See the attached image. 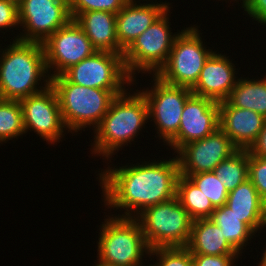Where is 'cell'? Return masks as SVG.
Here are the masks:
<instances>
[{
	"label": "cell",
	"instance_id": "cell-7",
	"mask_svg": "<svg viewBox=\"0 0 266 266\" xmlns=\"http://www.w3.org/2000/svg\"><path fill=\"white\" fill-rule=\"evenodd\" d=\"M202 36L196 24L181 29L165 65L155 76L166 84L192 89L205 62L215 52L207 49Z\"/></svg>",
	"mask_w": 266,
	"mask_h": 266
},
{
	"label": "cell",
	"instance_id": "cell-37",
	"mask_svg": "<svg viewBox=\"0 0 266 266\" xmlns=\"http://www.w3.org/2000/svg\"><path fill=\"white\" fill-rule=\"evenodd\" d=\"M95 264H93L92 266H115V265H111V264H107V263H104L100 260L97 259L96 262H94Z\"/></svg>",
	"mask_w": 266,
	"mask_h": 266
},
{
	"label": "cell",
	"instance_id": "cell-31",
	"mask_svg": "<svg viewBox=\"0 0 266 266\" xmlns=\"http://www.w3.org/2000/svg\"><path fill=\"white\" fill-rule=\"evenodd\" d=\"M19 26L18 4L10 0H0V32L5 34L4 30H17Z\"/></svg>",
	"mask_w": 266,
	"mask_h": 266
},
{
	"label": "cell",
	"instance_id": "cell-38",
	"mask_svg": "<svg viewBox=\"0 0 266 266\" xmlns=\"http://www.w3.org/2000/svg\"><path fill=\"white\" fill-rule=\"evenodd\" d=\"M231 1H234V2H236V4L238 3L239 4V2L238 1H240V5H241V7L243 8L250 0H231Z\"/></svg>",
	"mask_w": 266,
	"mask_h": 266
},
{
	"label": "cell",
	"instance_id": "cell-29",
	"mask_svg": "<svg viewBox=\"0 0 266 266\" xmlns=\"http://www.w3.org/2000/svg\"><path fill=\"white\" fill-rule=\"evenodd\" d=\"M126 3L127 0H69V10L72 19L88 11L100 10L117 14Z\"/></svg>",
	"mask_w": 266,
	"mask_h": 266
},
{
	"label": "cell",
	"instance_id": "cell-11",
	"mask_svg": "<svg viewBox=\"0 0 266 266\" xmlns=\"http://www.w3.org/2000/svg\"><path fill=\"white\" fill-rule=\"evenodd\" d=\"M18 12L20 33L10 40L42 44L72 19L69 0H22Z\"/></svg>",
	"mask_w": 266,
	"mask_h": 266
},
{
	"label": "cell",
	"instance_id": "cell-5",
	"mask_svg": "<svg viewBox=\"0 0 266 266\" xmlns=\"http://www.w3.org/2000/svg\"><path fill=\"white\" fill-rule=\"evenodd\" d=\"M100 223L97 241L98 260L115 266H137L149 256L138 220L134 217L115 216L110 213Z\"/></svg>",
	"mask_w": 266,
	"mask_h": 266
},
{
	"label": "cell",
	"instance_id": "cell-33",
	"mask_svg": "<svg viewBox=\"0 0 266 266\" xmlns=\"http://www.w3.org/2000/svg\"><path fill=\"white\" fill-rule=\"evenodd\" d=\"M249 17L266 27V0H250L243 8Z\"/></svg>",
	"mask_w": 266,
	"mask_h": 266
},
{
	"label": "cell",
	"instance_id": "cell-40",
	"mask_svg": "<svg viewBox=\"0 0 266 266\" xmlns=\"http://www.w3.org/2000/svg\"><path fill=\"white\" fill-rule=\"evenodd\" d=\"M12 2H15L16 4H19L22 0H10Z\"/></svg>",
	"mask_w": 266,
	"mask_h": 266
},
{
	"label": "cell",
	"instance_id": "cell-28",
	"mask_svg": "<svg viewBox=\"0 0 266 266\" xmlns=\"http://www.w3.org/2000/svg\"><path fill=\"white\" fill-rule=\"evenodd\" d=\"M148 258L149 261L156 258V261H152L155 266H194L192 254L186 247L153 248L150 249Z\"/></svg>",
	"mask_w": 266,
	"mask_h": 266
},
{
	"label": "cell",
	"instance_id": "cell-10",
	"mask_svg": "<svg viewBox=\"0 0 266 266\" xmlns=\"http://www.w3.org/2000/svg\"><path fill=\"white\" fill-rule=\"evenodd\" d=\"M62 75L71 83L90 88L126 90V87L133 86V80L125 70L123 56L108 51H96Z\"/></svg>",
	"mask_w": 266,
	"mask_h": 266
},
{
	"label": "cell",
	"instance_id": "cell-1",
	"mask_svg": "<svg viewBox=\"0 0 266 266\" xmlns=\"http://www.w3.org/2000/svg\"><path fill=\"white\" fill-rule=\"evenodd\" d=\"M143 161L136 164L105 167L98 170L97 181L102 189L104 207L122 211V217H136L144 209L176 197L177 179L180 175L177 156L167 160ZM124 210V211H123ZM124 212V213H123ZM118 214V215H116Z\"/></svg>",
	"mask_w": 266,
	"mask_h": 266
},
{
	"label": "cell",
	"instance_id": "cell-15",
	"mask_svg": "<svg viewBox=\"0 0 266 266\" xmlns=\"http://www.w3.org/2000/svg\"><path fill=\"white\" fill-rule=\"evenodd\" d=\"M219 128V103L191 95L184 104L178 133L166 144L174 154L185 144L201 140Z\"/></svg>",
	"mask_w": 266,
	"mask_h": 266
},
{
	"label": "cell",
	"instance_id": "cell-35",
	"mask_svg": "<svg viewBox=\"0 0 266 266\" xmlns=\"http://www.w3.org/2000/svg\"><path fill=\"white\" fill-rule=\"evenodd\" d=\"M141 1H142V4H154V5L162 6L166 10H172L171 8H173L172 7L173 5L171 3H169V1L168 2L167 1L160 2L161 0H159V1L158 0H148V1L147 0H138V1H136V0H127V2L134 3V4H137V2H138V4H141ZM143 1H146V2H143Z\"/></svg>",
	"mask_w": 266,
	"mask_h": 266
},
{
	"label": "cell",
	"instance_id": "cell-21",
	"mask_svg": "<svg viewBox=\"0 0 266 266\" xmlns=\"http://www.w3.org/2000/svg\"><path fill=\"white\" fill-rule=\"evenodd\" d=\"M186 248L191 254L240 255L226 240L222 229L210 218L192 221Z\"/></svg>",
	"mask_w": 266,
	"mask_h": 266
},
{
	"label": "cell",
	"instance_id": "cell-34",
	"mask_svg": "<svg viewBox=\"0 0 266 266\" xmlns=\"http://www.w3.org/2000/svg\"><path fill=\"white\" fill-rule=\"evenodd\" d=\"M248 151L255 157L266 156V120L257 140L250 146Z\"/></svg>",
	"mask_w": 266,
	"mask_h": 266
},
{
	"label": "cell",
	"instance_id": "cell-9",
	"mask_svg": "<svg viewBox=\"0 0 266 266\" xmlns=\"http://www.w3.org/2000/svg\"><path fill=\"white\" fill-rule=\"evenodd\" d=\"M151 83L139 91L146 99L156 138L166 145L178 133L184 104L193 93L190 88L166 84L155 75Z\"/></svg>",
	"mask_w": 266,
	"mask_h": 266
},
{
	"label": "cell",
	"instance_id": "cell-27",
	"mask_svg": "<svg viewBox=\"0 0 266 266\" xmlns=\"http://www.w3.org/2000/svg\"><path fill=\"white\" fill-rule=\"evenodd\" d=\"M180 175L188 177L209 198L215 208L226 204L229 192L214 172Z\"/></svg>",
	"mask_w": 266,
	"mask_h": 266
},
{
	"label": "cell",
	"instance_id": "cell-20",
	"mask_svg": "<svg viewBox=\"0 0 266 266\" xmlns=\"http://www.w3.org/2000/svg\"><path fill=\"white\" fill-rule=\"evenodd\" d=\"M86 33L97 51H108L123 56L116 30V14L107 11H88L74 19Z\"/></svg>",
	"mask_w": 266,
	"mask_h": 266
},
{
	"label": "cell",
	"instance_id": "cell-14",
	"mask_svg": "<svg viewBox=\"0 0 266 266\" xmlns=\"http://www.w3.org/2000/svg\"><path fill=\"white\" fill-rule=\"evenodd\" d=\"M239 148L217 128L209 136L182 146L176 156L180 174L213 172L223 160L231 157Z\"/></svg>",
	"mask_w": 266,
	"mask_h": 266
},
{
	"label": "cell",
	"instance_id": "cell-2",
	"mask_svg": "<svg viewBox=\"0 0 266 266\" xmlns=\"http://www.w3.org/2000/svg\"><path fill=\"white\" fill-rule=\"evenodd\" d=\"M133 89L128 87L113 99L108 112L93 131L92 141H94L90 150L94 158L100 156L103 157L102 160L105 159L104 162L110 160L108 161L110 163L120 148L123 150L124 146L137 142L135 138L149 122L146 99L139 88L136 91Z\"/></svg>",
	"mask_w": 266,
	"mask_h": 266
},
{
	"label": "cell",
	"instance_id": "cell-6",
	"mask_svg": "<svg viewBox=\"0 0 266 266\" xmlns=\"http://www.w3.org/2000/svg\"><path fill=\"white\" fill-rule=\"evenodd\" d=\"M169 13L170 10H166L123 52L124 67L133 80L132 85L137 86V73L153 76L165 65L174 41L181 32H171Z\"/></svg>",
	"mask_w": 266,
	"mask_h": 266
},
{
	"label": "cell",
	"instance_id": "cell-12",
	"mask_svg": "<svg viewBox=\"0 0 266 266\" xmlns=\"http://www.w3.org/2000/svg\"><path fill=\"white\" fill-rule=\"evenodd\" d=\"M22 106L23 127L25 133L33 131L47 144L60 143L66 128L58 97L50 85L46 89L19 100ZM64 133V134H63Z\"/></svg>",
	"mask_w": 266,
	"mask_h": 266
},
{
	"label": "cell",
	"instance_id": "cell-17",
	"mask_svg": "<svg viewBox=\"0 0 266 266\" xmlns=\"http://www.w3.org/2000/svg\"><path fill=\"white\" fill-rule=\"evenodd\" d=\"M266 118L256 111L219 103V128L239 149H249L257 140Z\"/></svg>",
	"mask_w": 266,
	"mask_h": 266
},
{
	"label": "cell",
	"instance_id": "cell-8",
	"mask_svg": "<svg viewBox=\"0 0 266 266\" xmlns=\"http://www.w3.org/2000/svg\"><path fill=\"white\" fill-rule=\"evenodd\" d=\"M150 249L157 247H186L192 219L175 197L144 209L135 217Z\"/></svg>",
	"mask_w": 266,
	"mask_h": 266
},
{
	"label": "cell",
	"instance_id": "cell-19",
	"mask_svg": "<svg viewBox=\"0 0 266 266\" xmlns=\"http://www.w3.org/2000/svg\"><path fill=\"white\" fill-rule=\"evenodd\" d=\"M226 205L255 234L258 232L256 236L266 232L263 231L266 229V201L249 179L229 192Z\"/></svg>",
	"mask_w": 266,
	"mask_h": 266
},
{
	"label": "cell",
	"instance_id": "cell-16",
	"mask_svg": "<svg viewBox=\"0 0 266 266\" xmlns=\"http://www.w3.org/2000/svg\"><path fill=\"white\" fill-rule=\"evenodd\" d=\"M229 56L217 50L205 62L197 83L191 89L193 95L215 102L226 101L239 77L238 68ZM237 76V77H236Z\"/></svg>",
	"mask_w": 266,
	"mask_h": 266
},
{
	"label": "cell",
	"instance_id": "cell-3",
	"mask_svg": "<svg viewBox=\"0 0 266 266\" xmlns=\"http://www.w3.org/2000/svg\"><path fill=\"white\" fill-rule=\"evenodd\" d=\"M9 42L0 49V98L21 100L50 86L43 45Z\"/></svg>",
	"mask_w": 266,
	"mask_h": 266
},
{
	"label": "cell",
	"instance_id": "cell-30",
	"mask_svg": "<svg viewBox=\"0 0 266 266\" xmlns=\"http://www.w3.org/2000/svg\"><path fill=\"white\" fill-rule=\"evenodd\" d=\"M248 179L266 201V156L255 157L248 151Z\"/></svg>",
	"mask_w": 266,
	"mask_h": 266
},
{
	"label": "cell",
	"instance_id": "cell-26",
	"mask_svg": "<svg viewBox=\"0 0 266 266\" xmlns=\"http://www.w3.org/2000/svg\"><path fill=\"white\" fill-rule=\"evenodd\" d=\"M25 135L22 106L19 100L0 98V144Z\"/></svg>",
	"mask_w": 266,
	"mask_h": 266
},
{
	"label": "cell",
	"instance_id": "cell-4",
	"mask_svg": "<svg viewBox=\"0 0 266 266\" xmlns=\"http://www.w3.org/2000/svg\"><path fill=\"white\" fill-rule=\"evenodd\" d=\"M58 97L62 118L71 136L99 126L113 99L125 90H104L76 85L62 74L51 78Z\"/></svg>",
	"mask_w": 266,
	"mask_h": 266
},
{
	"label": "cell",
	"instance_id": "cell-23",
	"mask_svg": "<svg viewBox=\"0 0 266 266\" xmlns=\"http://www.w3.org/2000/svg\"><path fill=\"white\" fill-rule=\"evenodd\" d=\"M210 219L222 229L227 242L240 255L245 252L243 250H246L247 245L256 237V234L226 204L215 208Z\"/></svg>",
	"mask_w": 266,
	"mask_h": 266
},
{
	"label": "cell",
	"instance_id": "cell-32",
	"mask_svg": "<svg viewBox=\"0 0 266 266\" xmlns=\"http://www.w3.org/2000/svg\"><path fill=\"white\" fill-rule=\"evenodd\" d=\"M241 256L192 254L194 266H236L235 263Z\"/></svg>",
	"mask_w": 266,
	"mask_h": 266
},
{
	"label": "cell",
	"instance_id": "cell-36",
	"mask_svg": "<svg viewBox=\"0 0 266 266\" xmlns=\"http://www.w3.org/2000/svg\"><path fill=\"white\" fill-rule=\"evenodd\" d=\"M262 248H263L262 250L264 251L260 258L261 261L257 263V266H266V243H265V247H262Z\"/></svg>",
	"mask_w": 266,
	"mask_h": 266
},
{
	"label": "cell",
	"instance_id": "cell-39",
	"mask_svg": "<svg viewBox=\"0 0 266 266\" xmlns=\"http://www.w3.org/2000/svg\"><path fill=\"white\" fill-rule=\"evenodd\" d=\"M137 266H155V264H154V262H153V264L146 265L145 262H144V263H142V264H140V265H137Z\"/></svg>",
	"mask_w": 266,
	"mask_h": 266
},
{
	"label": "cell",
	"instance_id": "cell-13",
	"mask_svg": "<svg viewBox=\"0 0 266 266\" xmlns=\"http://www.w3.org/2000/svg\"><path fill=\"white\" fill-rule=\"evenodd\" d=\"M42 45L50 78L61 75L97 51L74 19L59 28Z\"/></svg>",
	"mask_w": 266,
	"mask_h": 266
},
{
	"label": "cell",
	"instance_id": "cell-22",
	"mask_svg": "<svg viewBox=\"0 0 266 266\" xmlns=\"http://www.w3.org/2000/svg\"><path fill=\"white\" fill-rule=\"evenodd\" d=\"M260 78L241 77L231 90L227 102L234 107L256 111L266 118V73Z\"/></svg>",
	"mask_w": 266,
	"mask_h": 266
},
{
	"label": "cell",
	"instance_id": "cell-18",
	"mask_svg": "<svg viewBox=\"0 0 266 266\" xmlns=\"http://www.w3.org/2000/svg\"><path fill=\"white\" fill-rule=\"evenodd\" d=\"M165 11L166 9L162 6L154 4L127 2L116 14V30L120 49L124 52Z\"/></svg>",
	"mask_w": 266,
	"mask_h": 266
},
{
	"label": "cell",
	"instance_id": "cell-24",
	"mask_svg": "<svg viewBox=\"0 0 266 266\" xmlns=\"http://www.w3.org/2000/svg\"><path fill=\"white\" fill-rule=\"evenodd\" d=\"M176 198L188 212L192 220L210 218L215 207L202 191L188 178L179 175Z\"/></svg>",
	"mask_w": 266,
	"mask_h": 266
},
{
	"label": "cell",
	"instance_id": "cell-25",
	"mask_svg": "<svg viewBox=\"0 0 266 266\" xmlns=\"http://www.w3.org/2000/svg\"><path fill=\"white\" fill-rule=\"evenodd\" d=\"M228 192L248 179V149H239L221 161L213 171Z\"/></svg>",
	"mask_w": 266,
	"mask_h": 266
}]
</instances>
